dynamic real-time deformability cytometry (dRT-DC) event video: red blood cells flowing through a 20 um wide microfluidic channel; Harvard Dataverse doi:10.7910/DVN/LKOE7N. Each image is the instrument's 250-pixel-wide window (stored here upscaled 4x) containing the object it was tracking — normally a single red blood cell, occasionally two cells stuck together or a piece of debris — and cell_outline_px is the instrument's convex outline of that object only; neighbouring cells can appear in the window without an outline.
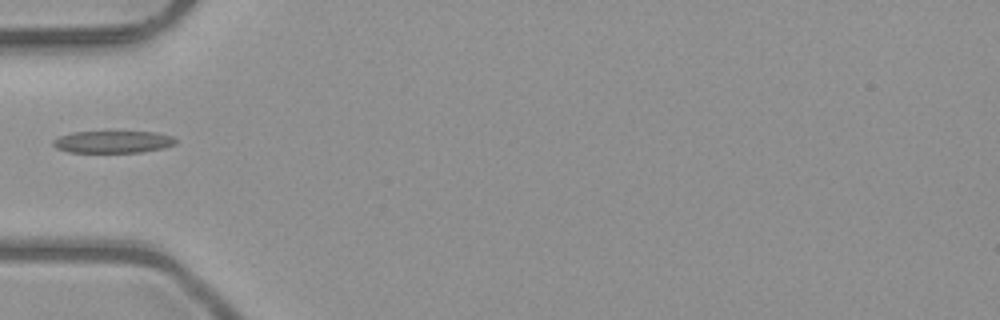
{"species": "common noctule bat (a hibernating species)", "species_latin": "Nyctalus noctula", "temperature_condition": "room temperature", "stored_images_in_passage": 27, "camera_frame_rate_fps": 3000, "um_per_image_px": 0.085, "animal": {"sex": "male", "body_mass_g": 23.1, "forearm_length_mm": 52.7}, "frame": {"image": 1, "passage_image": 1, "time_ms": 0.0, "image_size_px": [1000, 320], "cell_outline_px": [[176, 144], [164, 148], [140, 152], [68, 152], [56, 148], [52, 144], [52, 140], [60, 136], [72, 132], [156, 132], [172, 136], [176, 140]], "centroid_in_image_um": [9.59, 12.06], "position_along_channel_um": 75.4, "area_um2": 15.78}}
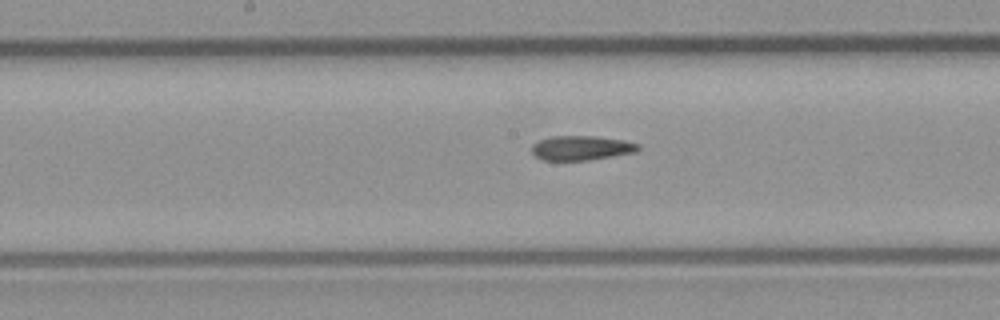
{"frame": {"image": 2, "passage_image": 10, "time_ms": 3.0, "image_size_px": [1000, 320], "cell_outline_px": [[640, 148], [636, 152], [588, 160], [544, 160], [536, 156], [532, 152], [532, 144], [540, 140], [552, 136], [592, 136], [624, 140], [640, 144]], "centroid_in_image_um": [49.43, 12.57], "position_along_channel_um": 198.8, "area_um2": 15.09}}
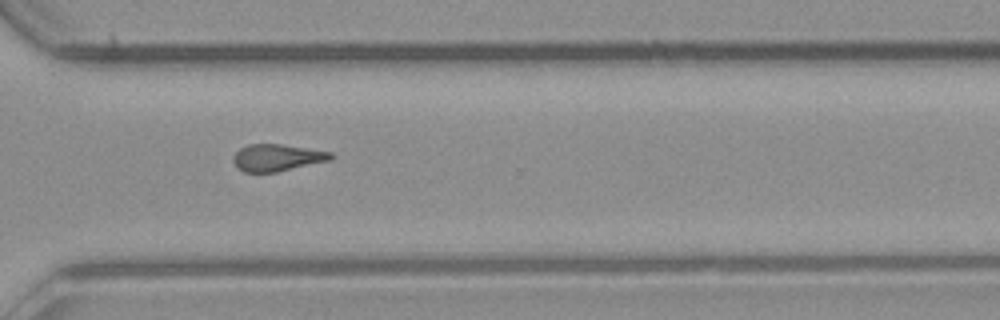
{"frame": {"image": 3, "passage_image": 21, "time_ms": 6.667, "image_size_px": [1000, 320], "cell_outline_px": [[332, 160], [276, 172], [244, 172], [236, 168], [232, 160], [232, 156], [240, 148], [248, 144], [280, 144], [332, 152]], "centroid_in_image_um": [23.51, 13.4], "position_along_channel_um": 347.1, "area_um2": 15.37}}